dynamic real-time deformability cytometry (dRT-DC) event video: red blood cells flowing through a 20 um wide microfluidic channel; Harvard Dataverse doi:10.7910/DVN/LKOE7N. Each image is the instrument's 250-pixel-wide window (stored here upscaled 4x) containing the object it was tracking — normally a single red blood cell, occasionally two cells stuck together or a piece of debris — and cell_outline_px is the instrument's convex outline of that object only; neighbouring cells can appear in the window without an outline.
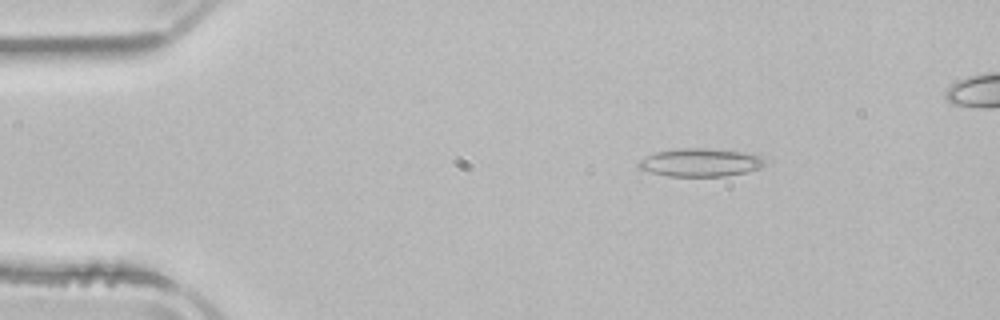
{"species": "common noctule bat (a hibernating species)", "species_latin": "Nyctalus noctula", "temperature_condition": "room temperature", "stored_images_in_passage": 45, "camera_frame_rate_fps": 3000, "um_per_image_px": 0.085, "animal": {"sex": "male", "body_mass_g": 21.5, "forearm_length_mm": 52.0}, "frame": {"image": 1, "passage_image": 2, "time_ms": 0.333, "image_size_px": [1000, 320], "cell_outline_px": [[764, 164], [760, 168], [744, 172], [724, 176], [668, 176], [652, 172], [640, 168], [636, 164], [640, 160], [656, 152], [676, 148], [708, 148], [748, 152], [760, 156], [764, 160]], "centroid_in_image_um": [59.54, 13.79], "position_along_channel_um": 25.5, "area_um2": 20.58}}
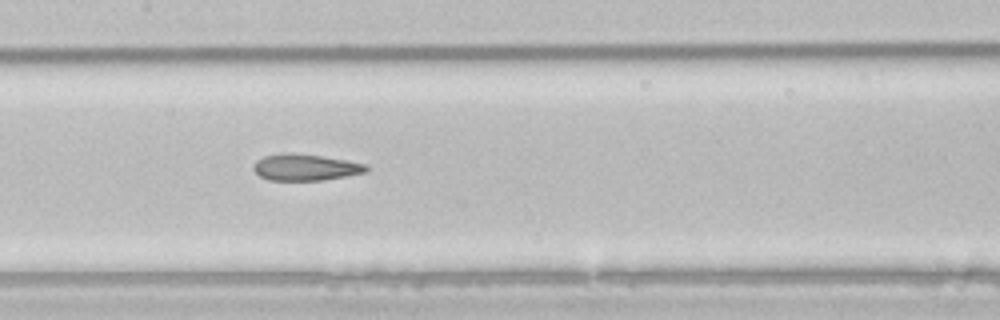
{"frame": {"image": 2, "passage_image": 19, "time_ms": 6.0, "image_size_px": [1000, 320], "cell_outline_px": [[368, 168], [364, 172], [344, 176], [320, 180], [268, 180], [260, 176], [252, 168], [252, 164], [256, 160], [264, 156], [284, 152], [292, 152], [348, 160], [368, 164]], "centroid_in_image_um": [25.91, 14.2], "position_along_channel_um": 181.5, "area_um2": 17.4}}
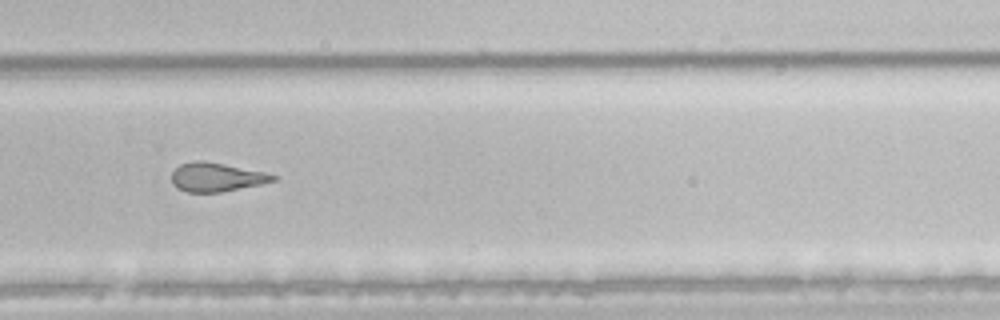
{"frame": {"image": 3, "passage_image": 29, "time_ms": 9.333, "image_size_px": [1000, 320], "cell_outline_px": [[280, 176], [276, 180], [260, 184], [220, 192], [188, 192], [176, 188], [172, 184], [172, 172], [180, 164], [192, 160], [204, 160], [264, 172]], "centroid_in_image_um": [18.37, 15.05], "position_along_channel_um": 311.4, "area_um2": 17.05}, "authors_computed_cell_mechanics": {"area_um2": 18.6694, "velocity_mm_per_s": 3.9194, "shape_relaxation_time_tau1_ms": null, "shape_relaxation_time_tau2_ms": 2.9594, "deformation_change_tau1": null, "deformation_change_tau2": 0.1184}}